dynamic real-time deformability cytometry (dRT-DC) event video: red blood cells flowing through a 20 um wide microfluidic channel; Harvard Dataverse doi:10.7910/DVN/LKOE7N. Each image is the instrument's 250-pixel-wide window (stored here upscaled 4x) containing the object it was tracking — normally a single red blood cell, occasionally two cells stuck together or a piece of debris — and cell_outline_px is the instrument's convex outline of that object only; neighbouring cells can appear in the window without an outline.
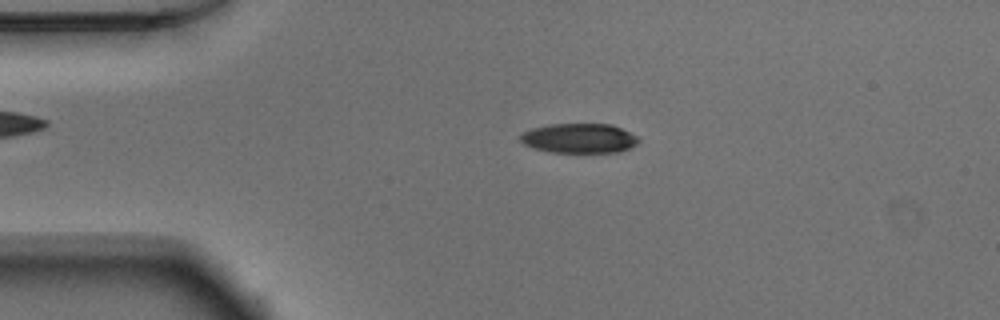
{"species": "Egyptian fruit bat (a non-hibernating species)", "species_latin": "Rousettus aegyptiacus", "temperature_condition": "warm", "stored_images_in_passage": 51, "camera_frame_rate_fps": 3000, "um_per_image_px": 0.085, "animal": {"sex": "male"}, "frame": {"image": 1, "passage_image": 10, "time_ms": 3.0, "image_size_px": [1000, 320], "cell_outline_px": [[640, 140], [636, 144], [628, 148], [616, 152], [552, 152], [536, 148], [524, 144], [520, 140], [520, 136], [524, 132], [532, 128], [552, 124], [612, 124], [636, 136]], "centroid_in_image_um": [49.23, 11.74], "position_along_channel_um": 35.8, "area_um2": 20.06}}
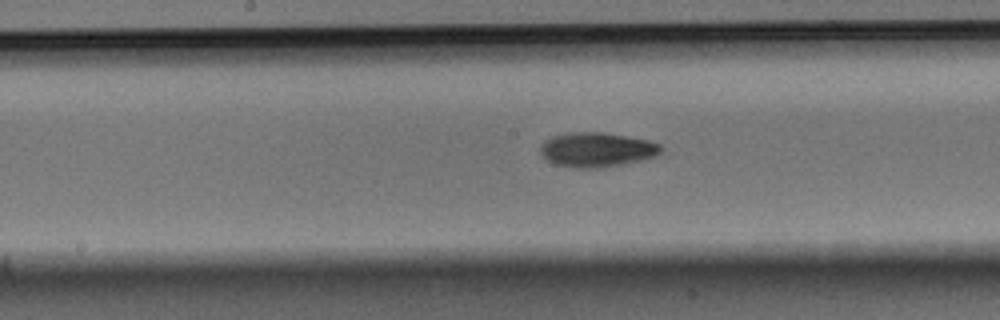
{"frame": {"image": 2, "passage_image": 25, "time_ms": 8.0, "image_size_px": [1000, 320], "cell_outline_px": [[660, 152], [656, 156], [644, 160], [624, 164], [600, 168], [568, 168], [556, 164], [548, 160], [540, 152], [540, 144], [544, 140], [552, 136], [568, 132], [604, 132], [648, 140], [660, 144]], "centroid_in_image_um": [50.71, 12.73], "position_along_channel_um": 197.5, "area_um2": 24.51}}
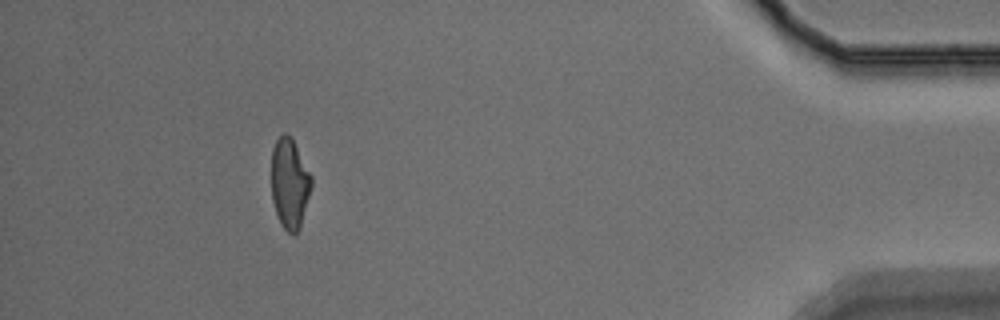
{"frame": {"image": 3, "passage_image": 46, "time_ms": 15.0, "image_size_px": [1000, 320], "cell_outline_px": [[312, 184], [300, 228], [292, 236], [280, 224], [272, 200], [272, 148], [276, 140], [284, 132], [292, 136], [312, 176]], "centroid_in_image_um": [24.62, 15.57], "position_along_channel_um": 410.6, "area_um2": 21.15}, "authors_computed_cell_mechanics": {"area_um2": 21.964, "velocity_mm_per_s": 3.8993, "shape_relaxation_time_tau1_ms": 4.4805, "shape_relaxation_time_tau2_ms": 6.3496, "deformation_change_tau1": 0.1562, "deformation_change_tau2": 0.1423}}